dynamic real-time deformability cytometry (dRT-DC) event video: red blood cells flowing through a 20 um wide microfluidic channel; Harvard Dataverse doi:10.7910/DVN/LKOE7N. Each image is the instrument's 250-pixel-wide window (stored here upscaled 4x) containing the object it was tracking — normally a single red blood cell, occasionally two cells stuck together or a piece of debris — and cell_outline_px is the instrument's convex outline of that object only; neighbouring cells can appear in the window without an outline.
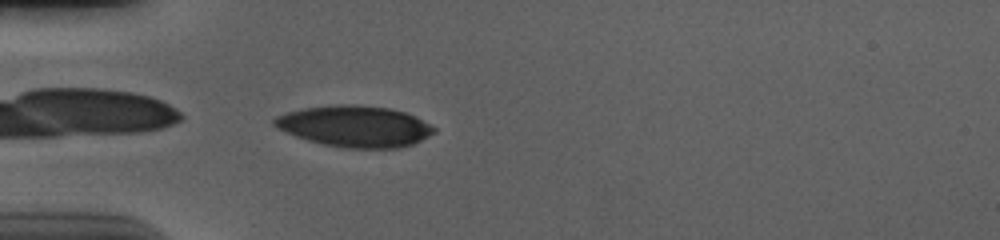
{"species": "human", "species_latin": "Homo sapiens", "temperature_condition": "cold", "stored_images_in_passage": 40, "camera_frame_rate_fps": 3000, "um_per_image_px": 0.085, "donor": {"sex": "male"}, "frame": {"image": 1, "passage_image": 1, "time_ms": 0.0, "image_size_px": [1000, 240], "cell_outline_px": [[436, 132], [412, 144], [396, 148], [344, 148], [324, 144], [308, 140], [284, 132], [272, 124], [272, 120], [276, 116], [288, 112], [304, 108], [336, 104], [356, 104], [388, 108], [404, 112], [416, 116], [436, 128]], "centroid_in_image_um": [30.15, 10.73], "position_along_channel_um": 54.9, "area_um2": 38.32}}
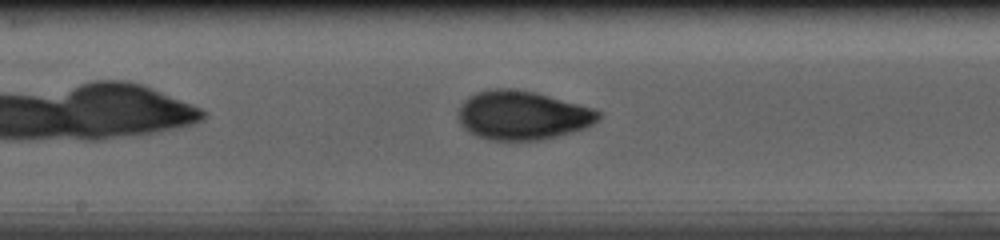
{"frame": {"image": 2, "passage_image": 14, "time_ms": 4.333, "image_size_px": [1000, 240], "cell_outline_px": [[604, 112], [592, 124], [584, 128], [556, 136], [540, 140], [488, 140], [476, 136], [468, 132], [460, 124], [460, 104], [468, 96], [476, 92], [496, 88], [504, 88], [532, 92], [548, 96], [592, 108]], "centroid_in_image_um": [44.37, 9.81], "position_along_channel_um": 203.8, "area_um2": 39.54}}
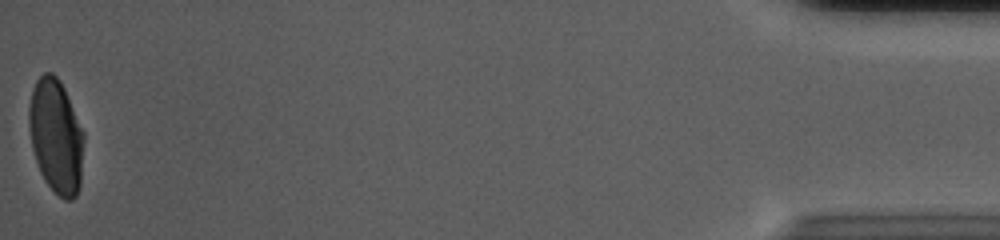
{"frame": {"image": 3, "passage_image": 40, "time_ms": 13.0, "image_size_px": [1000, 240], "cell_outline_px": [[84, 140], [80, 184], [76, 196], [72, 200], [64, 200], [44, 180], [40, 172], [32, 148], [28, 128], [28, 104], [32, 88], [36, 80], [44, 72], [52, 72], [60, 80], [64, 88], [84, 132]], "centroid_in_image_um": [4.74, 11.55], "position_along_channel_um": 430.5, "area_um2": 36.76}, "authors_computed_cell_mechanics": {"area_um2": 38.3503, "velocity_mm_per_s": 3.6807, "shape_relaxation_time_tau1_ms": 4.1279, "shape_relaxation_time_tau2_ms": 0.9942, "deformation_change_tau1": 0.1761, "deformation_change_tau2": 0.0435}}